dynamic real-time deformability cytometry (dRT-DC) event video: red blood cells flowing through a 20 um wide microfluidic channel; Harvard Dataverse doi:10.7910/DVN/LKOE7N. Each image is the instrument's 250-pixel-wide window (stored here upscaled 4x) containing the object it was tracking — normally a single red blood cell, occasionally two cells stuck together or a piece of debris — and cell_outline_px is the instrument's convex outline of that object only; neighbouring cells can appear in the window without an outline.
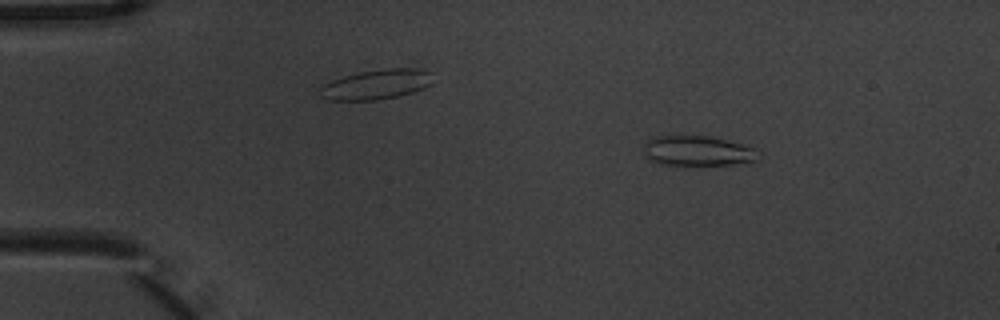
{"species": "common noctule bat (a hibernating species)", "species_latin": "Nyctalus noctula", "temperature_condition": "warm", "stored_images_in_passage": 5, "camera_frame_rate_fps": 3000, "um_per_image_px": 0.085, "animal": {"sex": "male", "body_mass_g": 20.1, "forearm_length_mm": 53.5}, "frame": {"image": 1, "passage_image": 2, "time_ms": 0.333, "image_size_px": [1000, 320], "cell_outline_px": [[764, 156], [760, 160], [732, 164], [660, 164], [648, 160], [644, 152], [644, 144], [648, 140], [656, 136], [708, 136], [728, 140], [760, 148]], "centroid_in_image_um": [59.42, 12.82], "position_along_channel_um": 25.6, "area_um2": 20.4}}
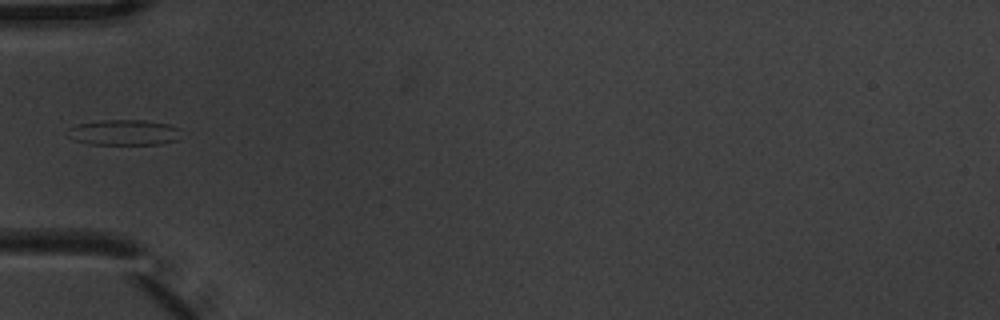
{"frame": {"image": 2, "passage_image": 5, "time_ms": 1.333, "image_size_px": [1000, 320], "cell_outline_px": [[180, 128], [176, 140], [160, 144], [88, 144], [76, 140], [64, 132], [68, 128], [76, 124], [100, 120], [144, 120], [168, 124]], "centroid_in_image_um": [10.48, 11.25], "position_along_channel_um": 74.5, "area_um2": 16.88}}